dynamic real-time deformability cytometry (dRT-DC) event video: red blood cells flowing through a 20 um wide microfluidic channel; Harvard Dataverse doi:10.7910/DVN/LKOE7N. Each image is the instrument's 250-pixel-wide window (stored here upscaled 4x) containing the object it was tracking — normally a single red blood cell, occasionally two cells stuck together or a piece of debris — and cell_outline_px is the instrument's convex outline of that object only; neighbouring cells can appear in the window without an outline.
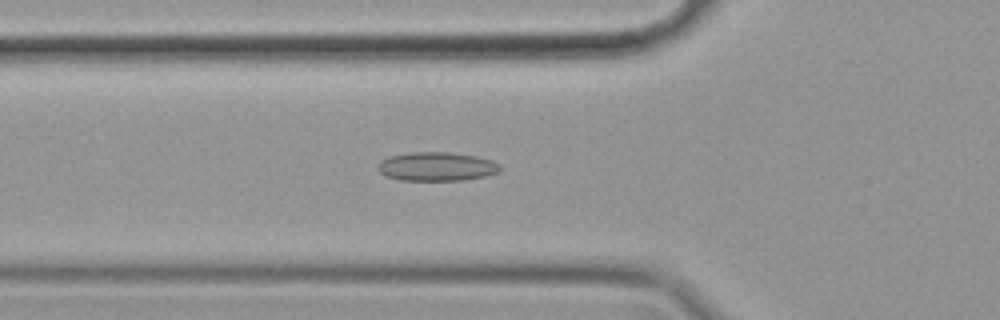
{"species": "common noctule bat (a hibernating species)", "species_latin": "Nyctalus noctula", "temperature_condition": "cold", "stored_images_in_passage": 57, "camera_frame_rate_fps": 3000, "um_per_image_px": 0.085, "animal": {"sex": "female", "body_mass_g": 19.9}, "frame": {"image": 1, "passage_image": 20, "time_ms": 6.333, "image_size_px": [1000, 320], "cell_outline_px": [[500, 168], [496, 172], [484, 176], [464, 180], [400, 180], [384, 176], [376, 168], [380, 160], [388, 156], [412, 152], [448, 152], [476, 156], [492, 160], [500, 164]], "centroid_in_image_um": [37.06, 14.15], "position_along_channel_um": 88.7, "area_um2": 20.58}}
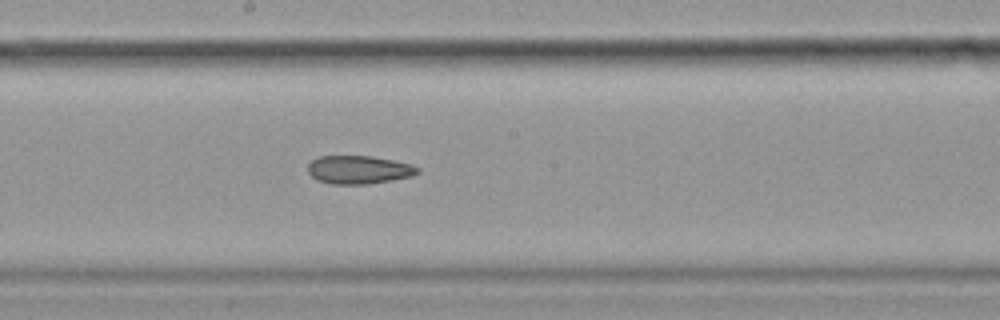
{"frame": {"image": 2, "passage_image": 31, "time_ms": 10.0, "image_size_px": [1000, 320], "cell_outline_px": [[420, 172], [412, 176], [368, 184], [332, 184], [316, 180], [308, 172], [308, 164], [312, 160], [320, 156], [368, 156], [392, 160], [412, 164], [420, 168]], "centroid_in_image_um": [30.5, 14.43], "position_along_channel_um": 217.7, "area_um2": 18.03}}
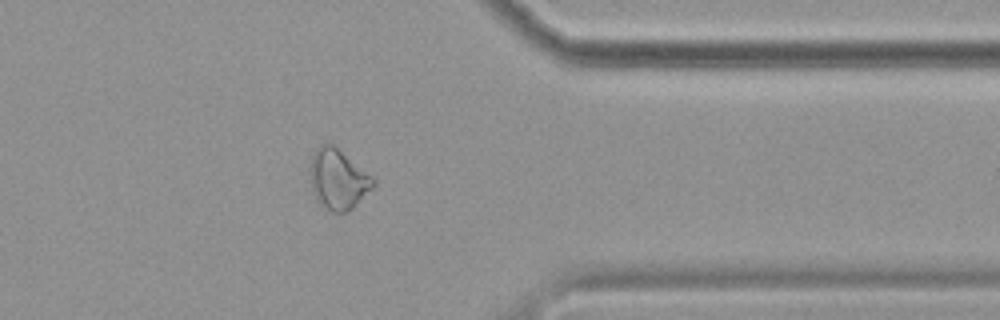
{"frame": {"image": 3, "passage_image": 46, "time_ms": 15.0, "image_size_px": [1000, 320], "cell_outline_px": [[376, 184], [352, 208], [344, 212], [332, 212], [324, 208], [316, 200], [312, 188], [312, 156], [316, 148], [320, 144], [332, 144], [372, 176], [376, 180]], "centroid_in_image_um": [28.75, 15.25], "position_along_channel_um": 382.6, "area_um2": 21.56}}